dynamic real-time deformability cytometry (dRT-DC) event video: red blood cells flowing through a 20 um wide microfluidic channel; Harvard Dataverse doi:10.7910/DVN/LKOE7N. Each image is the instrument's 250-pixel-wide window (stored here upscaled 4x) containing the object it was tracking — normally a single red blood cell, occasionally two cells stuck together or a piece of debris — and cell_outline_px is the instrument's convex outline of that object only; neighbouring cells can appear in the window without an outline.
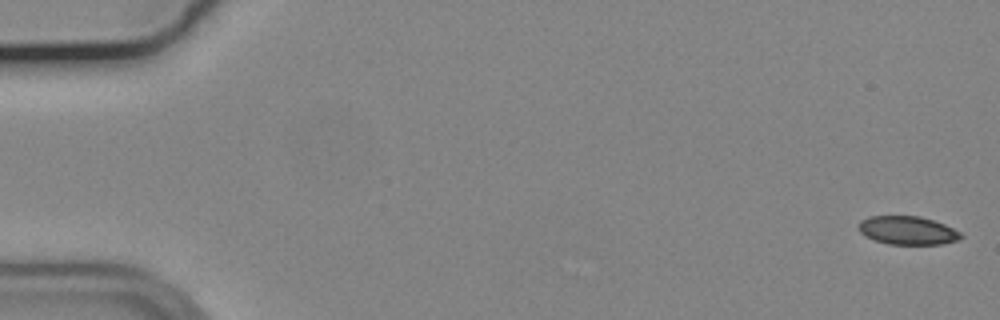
{"species": "common noctule bat (a hibernating species)", "species_latin": "Nyctalus noctula", "temperature_condition": "cold", "stored_images_in_passage": 55, "camera_frame_rate_fps": 3000, "um_per_image_px": 0.085, "animal": {"sex": "male", "body_mass_g": 19.2, "forearm_length_mm": 51.8}, "frame": {"image": 1, "passage_image": 1, "time_ms": 0.0, "image_size_px": [1000, 320], "cell_outline_px": [[964, 236], [956, 240], [944, 244], [888, 244], [864, 236], [860, 232], [860, 220], [868, 216], [920, 216], [944, 224], [960, 232]], "centroid_in_image_um": [77.14, 19.58], "position_along_channel_um": 7.9, "area_um2": 16.82}}
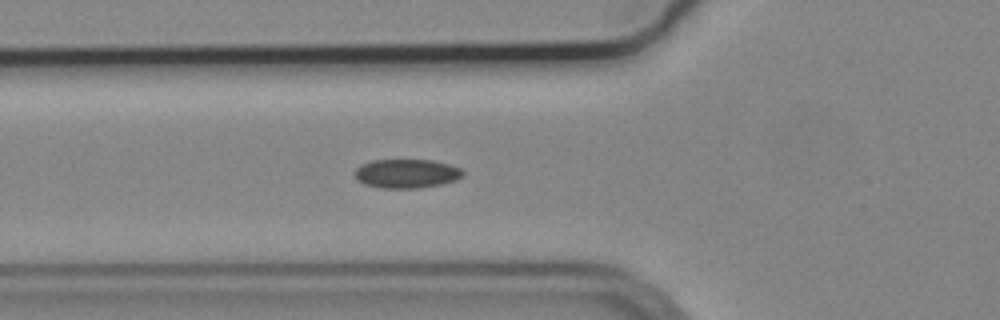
{"frame": {"image": 2, "passage_image": 20, "time_ms": 6.333, "image_size_px": [1000, 320], "cell_outline_px": [[464, 176], [456, 180], [440, 184], [420, 188], [380, 188], [364, 184], [356, 180], [352, 172], [360, 164], [372, 160], [432, 160], [448, 164], [460, 168], [464, 172]], "centroid_in_image_um": [34.51, 14.75], "position_along_channel_um": 91.3, "area_um2": 18.5}}
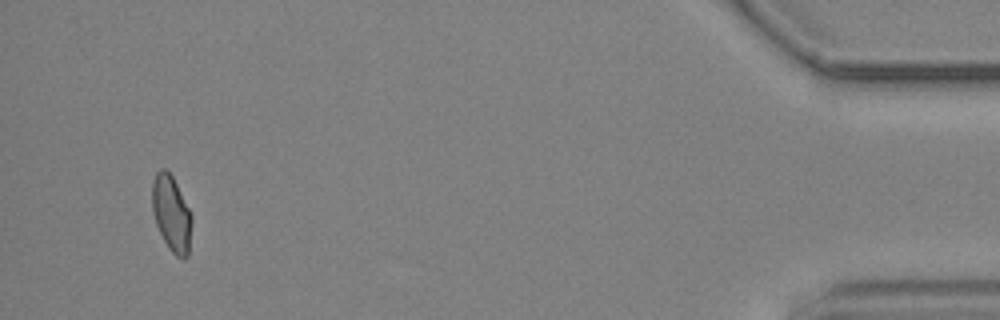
{"frame": {"image": 3, "passage_image": 53, "time_ms": 17.333, "image_size_px": [1000, 320], "cell_outline_px": [[192, 220], [188, 256], [176, 256], [168, 248], [156, 224], [152, 212], [152, 180], [156, 172], [160, 168], [164, 168], [172, 176], [192, 216]], "centroid_in_image_um": [14.55, 18.13], "position_along_channel_um": 420.7, "area_um2": 17.28}, "authors_computed_cell_mechanics": {"area_um2": 17.8024, "velocity_mm_per_s": 3.7062, "shape_relaxation_time_tau1_ms": null, "shape_relaxation_time_tau2_ms": 5.0332, "deformation_change_tau1": null, "deformation_change_tau2": 0.0807}}